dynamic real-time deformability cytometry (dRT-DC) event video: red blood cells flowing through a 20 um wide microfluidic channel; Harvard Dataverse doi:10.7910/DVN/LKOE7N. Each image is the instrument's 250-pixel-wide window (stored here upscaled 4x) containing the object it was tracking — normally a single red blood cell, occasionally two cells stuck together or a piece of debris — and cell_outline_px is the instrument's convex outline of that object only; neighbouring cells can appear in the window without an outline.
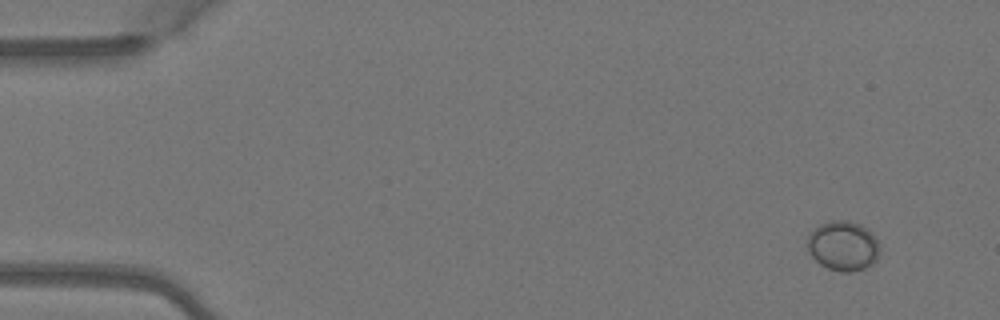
{"species": "Egyptian fruit bat (a non-hibernating species)", "species_latin": "Rousettus aegyptiacus", "temperature_condition": "warm", "stored_images_in_passage": 5, "camera_frame_rate_fps": 3000, "um_per_image_px": 0.085, "animal": {"sex": "female"}, "frame": {"image": 1, "passage_image": 1, "time_ms": 0.0, "image_size_px": [1000, 320], "cell_outline_px": [[880, 248], [876, 260], [872, 264], [864, 268], [852, 272], [840, 272], [828, 268], [820, 264], [808, 252], [808, 236], [820, 224], [832, 220], [848, 220], [860, 224], [868, 228], [876, 236], [880, 244]], "centroid_in_image_um": [71.7, 20.89], "position_along_channel_um": 13.3, "area_um2": 21.15}}
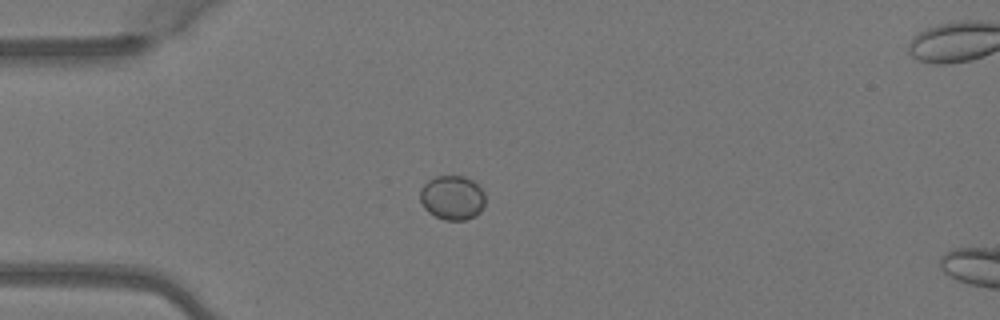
{"frame": {"image": 2, "passage_image": 4, "time_ms": 1.0, "image_size_px": [1000, 320], "cell_outline_px": [[484, 204], [480, 212], [476, 216], [464, 220], [444, 220], [428, 212], [424, 208], [420, 200], [420, 188], [428, 180], [436, 176], [464, 176], [472, 180], [484, 192]], "centroid_in_image_um": [38.43, 16.8], "position_along_channel_um": 46.6, "area_um2": 16.88}}